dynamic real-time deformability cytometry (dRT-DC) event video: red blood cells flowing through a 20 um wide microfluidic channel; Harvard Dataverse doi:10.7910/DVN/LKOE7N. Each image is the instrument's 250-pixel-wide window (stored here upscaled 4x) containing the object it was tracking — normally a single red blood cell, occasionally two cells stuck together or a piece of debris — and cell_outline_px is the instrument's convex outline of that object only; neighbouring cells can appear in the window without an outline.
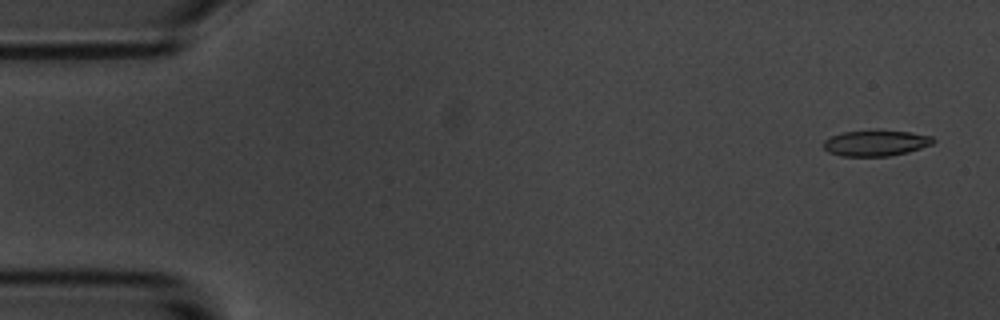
{"species": "common noctule bat (a hibernating species)", "species_latin": "Nyctalus noctula", "temperature_condition": "room temperature", "stored_images_in_passage": 5, "camera_frame_rate_fps": 3000, "um_per_image_px": 0.085, "animal": {"sex": "male", "body_mass_g": 20.1, "forearm_length_mm": 53.5}, "frame": {"image": 1, "passage_image": 1, "time_ms": 0.0, "image_size_px": [1000, 320], "cell_outline_px": [[936, 140], [932, 144], [908, 152], [888, 156], [840, 156], [828, 152], [824, 148], [824, 140], [840, 132], [876, 128], [912, 132], [932, 136]], "centroid_in_image_um": [74.44, 12.12], "position_along_channel_um": 10.6, "area_um2": 17.11}}